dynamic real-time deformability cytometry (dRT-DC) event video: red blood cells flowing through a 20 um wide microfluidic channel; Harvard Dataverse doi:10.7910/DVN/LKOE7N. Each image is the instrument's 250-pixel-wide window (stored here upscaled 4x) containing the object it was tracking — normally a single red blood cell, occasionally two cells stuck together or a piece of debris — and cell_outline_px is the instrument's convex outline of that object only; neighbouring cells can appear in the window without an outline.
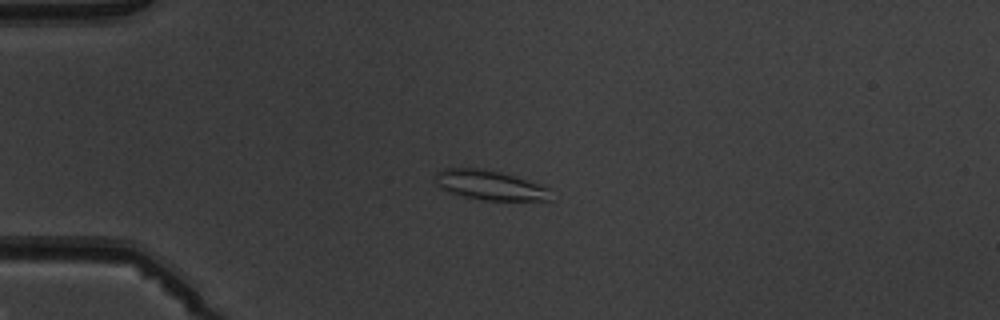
{"species": "common noctule bat (a hibernating species)", "species_latin": "Nyctalus noctula", "temperature_condition": "warm", "stored_images_in_passage": 4, "camera_frame_rate_fps": 3000, "um_per_image_px": 0.085, "animal": {"sex": "male", "body_mass_g": 19.5, "forearm_length_mm": 54.6}, "frame": {"image": 1, "passage_image": 3, "time_ms": 2.333, "image_size_px": [1000, 320], "cell_outline_px": [[552, 200], [484, 200], [464, 196], [440, 188], [432, 176], [436, 172], [444, 168], [480, 168], [500, 172], [516, 176], [548, 188]], "centroid_in_image_um": [41.59, 15.72], "position_along_channel_um": 43.4, "area_um2": 19.77}}